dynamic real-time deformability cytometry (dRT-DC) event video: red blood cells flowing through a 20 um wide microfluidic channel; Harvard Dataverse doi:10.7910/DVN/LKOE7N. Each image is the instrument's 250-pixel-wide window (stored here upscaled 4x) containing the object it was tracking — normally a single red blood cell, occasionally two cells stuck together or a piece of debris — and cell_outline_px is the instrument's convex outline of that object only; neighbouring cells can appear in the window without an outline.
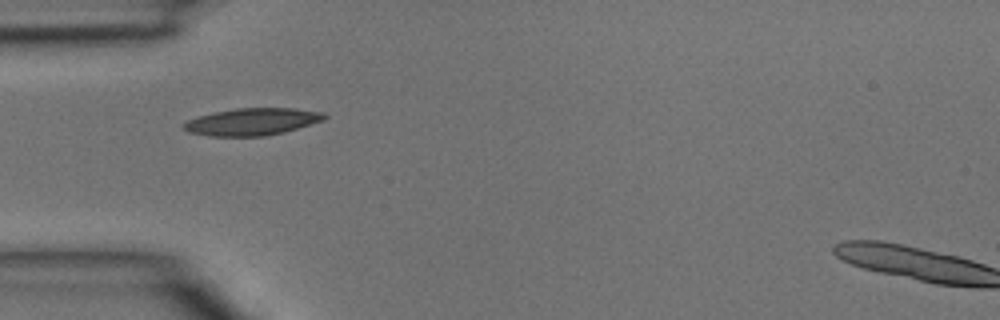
{"species": "common noctule bat (a hibernating species)", "species_latin": "Nyctalus noctula", "temperature_condition": "room temperature", "stored_images_in_passage": 4, "camera_frame_rate_fps": 3000, "um_per_image_px": 0.085, "animal": {"sex": "male", "body_mass_g": 15.6}, "frame": {"image": 1, "passage_image": 4, "time_ms": 1.0, "image_size_px": [1000, 320], "cell_outline_px": [[328, 116], [324, 120], [284, 132], [264, 136], [208, 136], [188, 132], [180, 128], [180, 124], [188, 120], [212, 112], [236, 108], [292, 108], [324, 112]], "centroid_in_image_um": [21.39, 10.34], "position_along_channel_um": 63.6, "area_um2": 22.43}}